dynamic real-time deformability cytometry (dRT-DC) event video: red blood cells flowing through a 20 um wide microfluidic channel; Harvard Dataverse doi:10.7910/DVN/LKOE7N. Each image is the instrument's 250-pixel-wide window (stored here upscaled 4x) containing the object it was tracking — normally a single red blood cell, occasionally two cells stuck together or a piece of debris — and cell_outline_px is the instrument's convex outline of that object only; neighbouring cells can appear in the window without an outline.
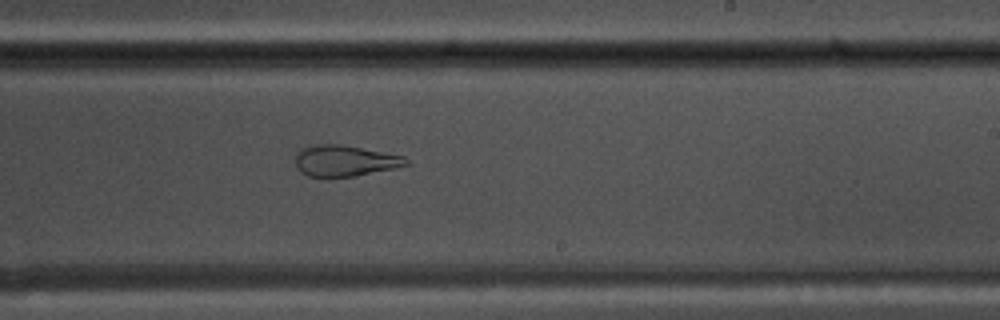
{"species": "common noctule bat (a hibernating species)", "species_latin": "Nyctalus noctula", "temperature_condition": "warm", "stored_images_in_passage": 30, "camera_frame_rate_fps": 3000, "um_per_image_px": 0.085, "animal": {"sex": "male", "body_mass_g": 17.5, "forearm_length_mm": 52.3}, "frame": {"image": 1, "passage_image": 18, "time_ms": 5.667, "image_size_px": [1000, 320], "cell_outline_px": [[412, 164], [396, 168], [352, 176], [308, 176], [300, 172], [296, 168], [296, 156], [300, 148], [316, 144], [340, 144], [404, 156]], "centroid_in_image_um": [29.31, 13.66], "position_along_channel_um": 259.7, "area_um2": 19.94}}
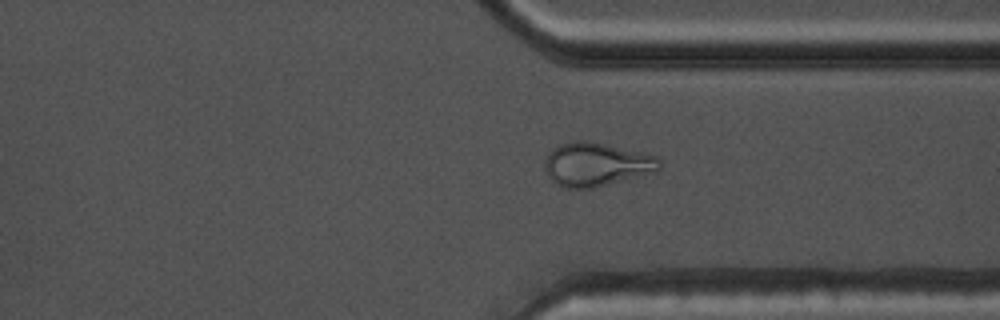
{"frame": {"image": 2, "passage_image": 26, "time_ms": 8.333, "image_size_px": [1000, 320], "cell_outline_px": [[660, 168], [656, 172], [592, 188], [564, 188], [556, 184], [548, 176], [544, 168], [544, 160], [548, 152], [552, 148], [560, 144], [576, 140], [584, 140], [604, 144], [640, 152], [656, 156], [660, 160]], "centroid_in_image_um": [50.64, 13.98], "position_along_channel_um": 360.8, "area_um2": 29.13}}